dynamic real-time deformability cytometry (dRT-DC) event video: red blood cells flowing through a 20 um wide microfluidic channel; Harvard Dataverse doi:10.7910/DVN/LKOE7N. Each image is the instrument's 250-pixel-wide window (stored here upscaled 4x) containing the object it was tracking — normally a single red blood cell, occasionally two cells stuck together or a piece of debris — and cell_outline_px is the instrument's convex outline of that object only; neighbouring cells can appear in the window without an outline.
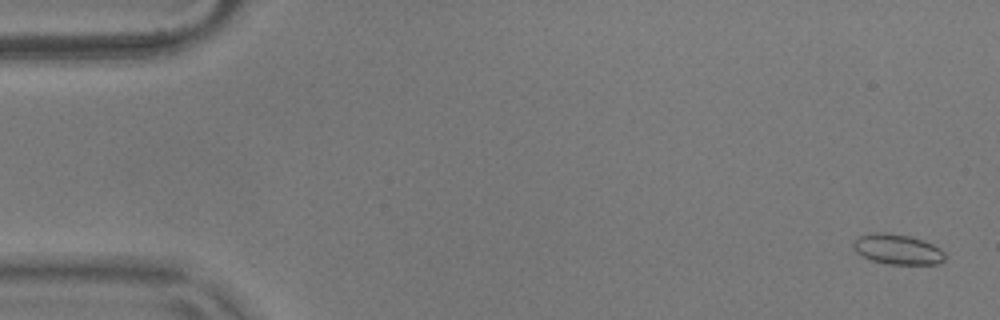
{"species": "common noctule bat (a hibernating species)", "species_latin": "Nyctalus noctula", "temperature_condition": "warm", "stored_images_in_passage": 55, "camera_frame_rate_fps": 3000, "um_per_image_px": 0.085, "animal": {"sex": "male", "body_mass_g": 17.9}, "frame": {"image": 1, "passage_image": 2, "time_ms": 0.333, "image_size_px": [1000, 320], "cell_outline_px": [[944, 260], [936, 264], [888, 264], [872, 260], [856, 252], [852, 248], [852, 244], [860, 236], [872, 232], [884, 232], [908, 236], [924, 240], [940, 248], [944, 252]], "centroid_in_image_um": [76.28, 21.18], "position_along_channel_um": 8.7, "area_um2": 16.01}}
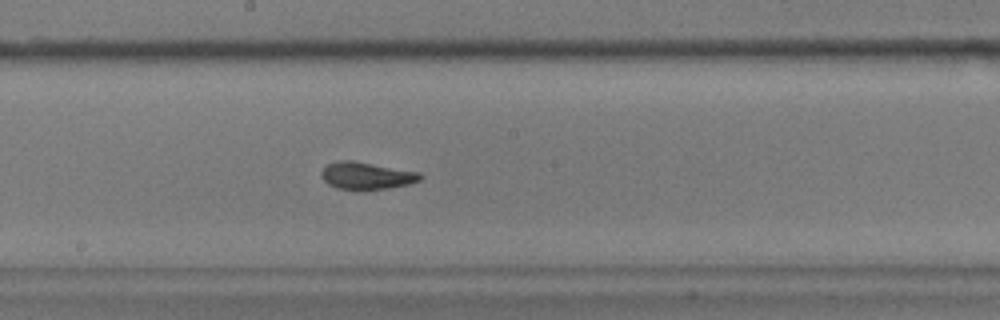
{"frame": {"image": 2, "passage_image": 30, "time_ms": 9.667, "image_size_px": [1000, 320], "cell_outline_px": [[424, 176], [420, 180], [408, 184], [388, 188], [336, 188], [328, 184], [320, 176], [320, 172], [328, 164], [340, 160], [352, 160], [420, 172]], "centroid_in_image_um": [31.16, 14.91], "position_along_channel_um": 217.0, "area_um2": 15.37}}
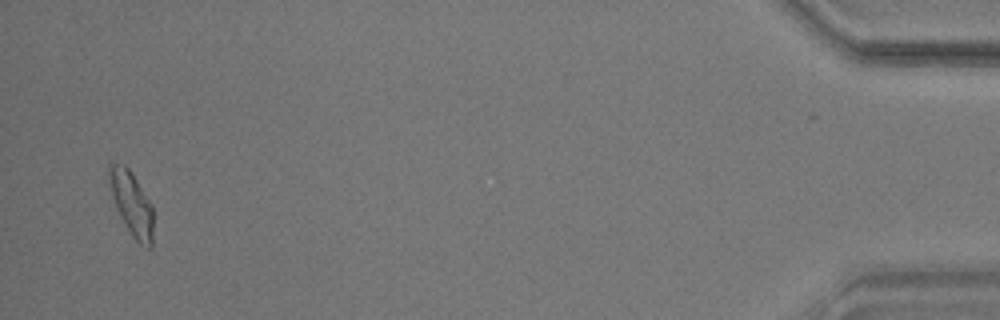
{"frame": {"image": 3, "passage_image": 54, "time_ms": 17.667, "image_size_px": [1000, 320], "cell_outline_px": [[152, 248], [148, 248], [140, 244], [132, 236], [120, 216], [116, 208], [112, 196], [108, 176], [108, 164], [112, 160], [128, 168], [152, 204]], "centroid_in_image_um": [11.17, 17.29], "position_along_channel_um": 424.0, "area_um2": 16.3}, "authors_computed_cell_mechanics": {"area_um2": 15.4326, "velocity_mm_per_s": 3.6488, "shape_relaxation_time_tau1_ms": 2.7371, "shape_relaxation_time_tau2_ms": 2.2233, "deformation_change_tau1": 0.1586, "deformation_change_tau2": 0.1037}}